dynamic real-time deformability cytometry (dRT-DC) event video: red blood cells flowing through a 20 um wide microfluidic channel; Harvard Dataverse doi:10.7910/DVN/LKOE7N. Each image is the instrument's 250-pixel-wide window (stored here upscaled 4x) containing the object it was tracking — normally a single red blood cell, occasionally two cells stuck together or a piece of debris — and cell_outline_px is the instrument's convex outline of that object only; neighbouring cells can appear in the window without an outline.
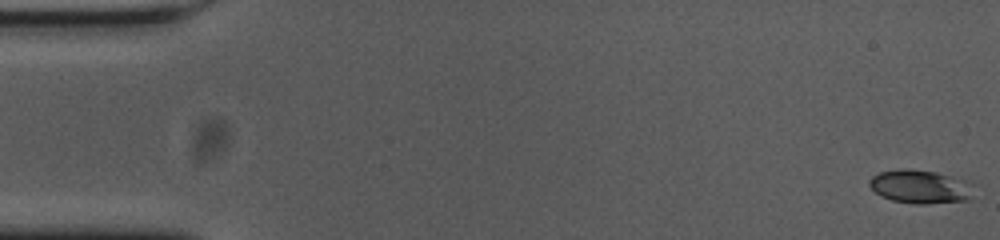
{"species": "common noctule bat (a hibernating species)", "species_latin": "Nyctalus noctula", "temperature_condition": "cold", "stored_images_in_passage": 56, "camera_frame_rate_fps": 3000, "um_per_image_px": 0.085, "animal": {"sex": "female", "body_mass_g": 23.0, "forearm_length_mm": 53.4}, "frame": {"image": 1, "passage_image": 1, "time_ms": 0.0, "image_size_px": [1000, 240], "cell_outline_px": [[972, 188], [968, 200], [924, 204], [916, 204], [892, 200], [880, 196], [868, 184], [868, 180], [872, 176], [880, 172], [900, 168], [904, 168], [936, 172], [964, 180], [972, 184]], "centroid_in_image_um": [78.17, 15.86], "position_along_channel_um": 6.8, "area_um2": 20.23}}
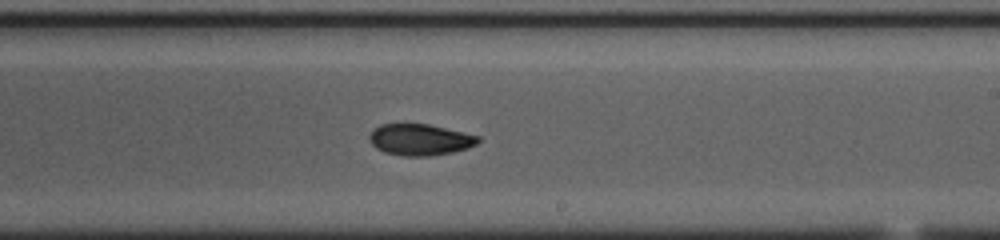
{"frame": {"image": 2, "passage_image": 33, "time_ms": 10.667, "image_size_px": [1000, 240], "cell_outline_px": [[480, 140], [476, 144], [468, 148], [452, 152], [428, 156], [404, 156], [384, 152], [376, 148], [368, 140], [368, 136], [372, 128], [380, 124], [404, 120], [428, 124], [480, 136]], "centroid_in_image_um": [35.61, 11.82], "position_along_channel_um": 253.4, "area_um2": 20.63}}
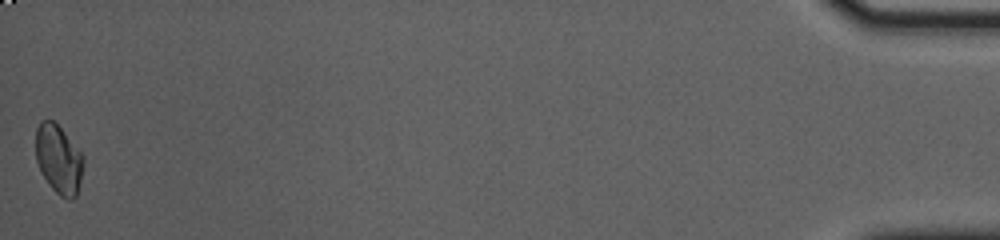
{"frame": {"image": 3, "passage_image": 56, "time_ms": 18.333, "image_size_px": [1000, 240], "cell_outline_px": [[84, 164], [76, 196], [72, 200], [68, 200], [60, 196], [48, 184], [40, 172], [36, 160], [36, 128], [40, 120], [52, 120], [64, 132], [84, 156]], "centroid_in_image_um": [4.97, 13.55], "position_along_channel_um": 430.2, "area_um2": 19.19}, "authors_computed_cell_mechanics": {"area_um2": 19.7098, "velocity_mm_per_s": 3.6274, "shape_relaxation_time_tau1_ms": 5.3398, "shape_relaxation_time_tau2_ms": 6.32, "deformation_change_tau1": 0.1219, "deformation_change_tau2": 0.0634}}